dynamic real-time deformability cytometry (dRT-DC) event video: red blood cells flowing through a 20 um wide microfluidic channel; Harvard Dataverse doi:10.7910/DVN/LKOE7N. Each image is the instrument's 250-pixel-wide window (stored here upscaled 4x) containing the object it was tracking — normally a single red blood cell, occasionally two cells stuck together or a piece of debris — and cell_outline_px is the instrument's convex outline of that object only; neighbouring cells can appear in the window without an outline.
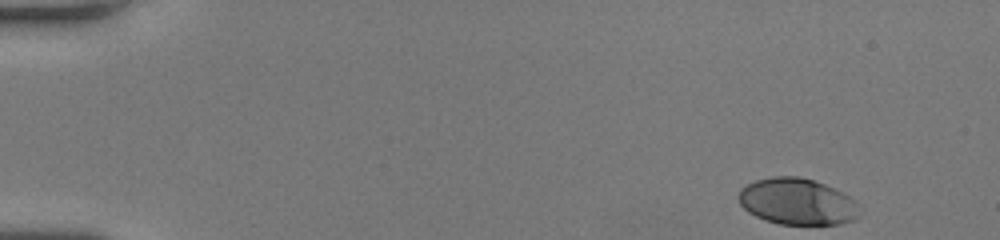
{"species": "human", "species_latin": "Homo sapiens", "temperature_condition": "room temperature", "stored_images_in_passage": 49, "camera_frame_rate_fps": 3000, "um_per_image_px": 0.085, "donor": {"sex": "female"}, "frame": {"image": 1, "passage_image": 1, "time_ms": 0.0, "image_size_px": [1000, 240], "cell_outline_px": [[860, 216], [856, 220], [840, 224], [780, 224], [764, 220], [748, 212], [740, 204], [736, 196], [740, 188], [756, 180], [772, 176], [800, 176], [824, 184], [844, 192], [856, 200], [860, 204]], "centroid_in_image_um": [67.8, 17.14], "position_along_channel_um": 17.2, "area_um2": 33.29}}
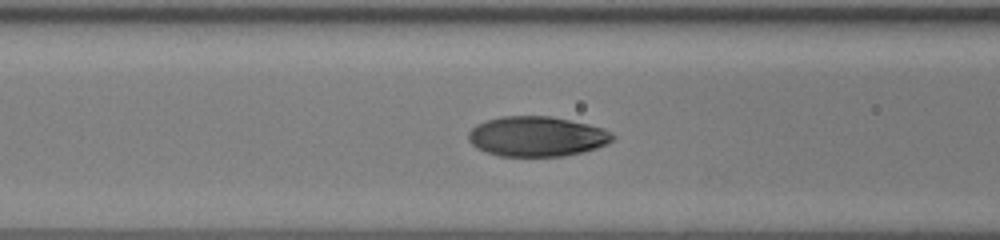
{"frame": {"image": 2, "passage_image": 19, "time_ms": 6.0, "image_size_px": [1000, 240], "cell_outline_px": [[616, 136], [608, 144], [584, 152], [564, 156], [500, 156], [476, 148], [468, 140], [468, 132], [476, 124], [484, 120], [500, 116], [552, 116], [588, 124], [604, 128], [612, 132]], "centroid_in_image_um": [45.64, 11.59], "position_along_channel_um": 121.0, "area_um2": 33.99}}
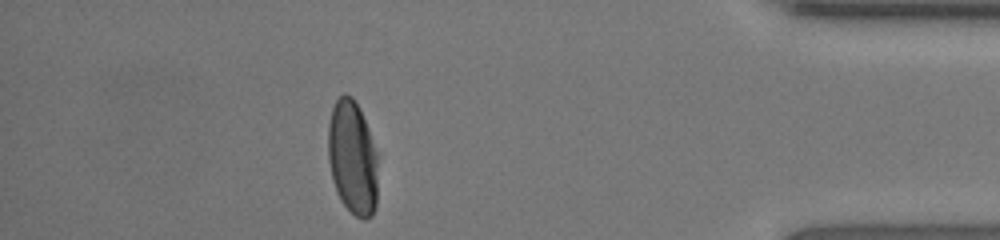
{"frame": {"image": 3, "passage_image": 43, "time_ms": 14.0, "image_size_px": [1000, 240], "cell_outline_px": [[376, 204], [372, 216], [364, 220], [356, 216], [340, 200], [336, 192], [332, 180], [328, 160], [328, 124], [332, 108], [336, 100], [344, 92], [352, 96], [360, 108], [368, 128], [376, 152]], "centroid_in_image_um": [29.93, 13.38], "position_along_channel_um": 405.3, "area_um2": 33.12}, "authors_computed_cell_mechanics": {"area_um2": 33.9864, "velocity_mm_per_s": 4.0538, "shape_relaxation_time_tau1_ms": 3.4946, "shape_relaxation_time_tau2_ms": null, "deformation_change_tau1": 0.1983, "deformation_change_tau2": null}}